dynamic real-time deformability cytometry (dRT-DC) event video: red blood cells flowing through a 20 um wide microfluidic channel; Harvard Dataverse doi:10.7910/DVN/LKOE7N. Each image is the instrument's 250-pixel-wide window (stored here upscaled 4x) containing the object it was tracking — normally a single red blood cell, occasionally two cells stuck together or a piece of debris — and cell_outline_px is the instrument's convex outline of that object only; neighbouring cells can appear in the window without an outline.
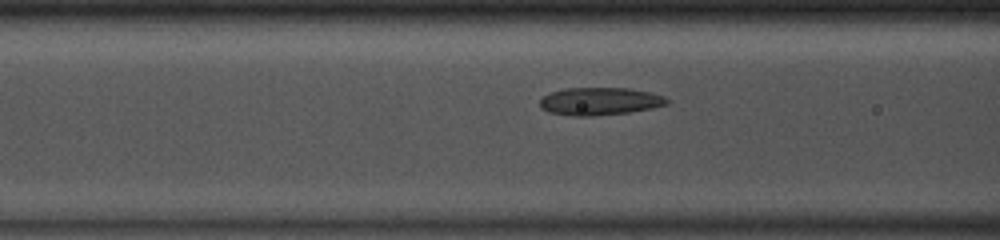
{"species": "common noctule bat (a hibernating species)", "species_latin": "Nyctalus noctula", "temperature_condition": "room temperature", "stored_images_in_passage": 39, "camera_frame_rate_fps": 3000, "um_per_image_px": 0.085, "animal": {"sex": "male", "body_mass_g": 13.0, "forearm_length_mm": 53.1}, "frame": {"image": 1, "passage_image": 9, "time_ms": 2.667, "image_size_px": [1000, 240], "cell_outline_px": [[668, 104], [652, 108], [628, 112], [596, 116], [576, 116], [548, 112], [540, 108], [540, 100], [544, 96], [552, 92], [564, 88], [628, 88], [652, 92], [664, 96], [668, 100]], "centroid_in_image_um": [50.99, 8.61], "position_along_channel_um": 115.6, "area_um2": 20.52}}
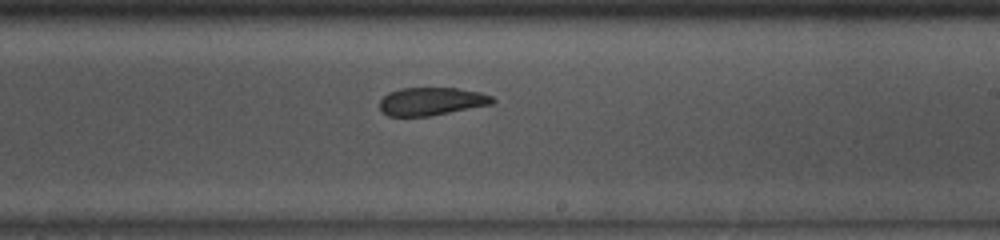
{"frame": {"image": 2, "passage_image": 19, "time_ms": 6.0, "image_size_px": [1000, 240], "cell_outline_px": [[496, 100], [492, 104], [428, 116], [388, 116], [380, 108], [380, 100], [388, 92], [400, 88], [456, 88], [480, 92], [492, 96]], "centroid_in_image_um": [36.67, 8.61], "position_along_channel_um": 252.3, "area_um2": 18.26}}
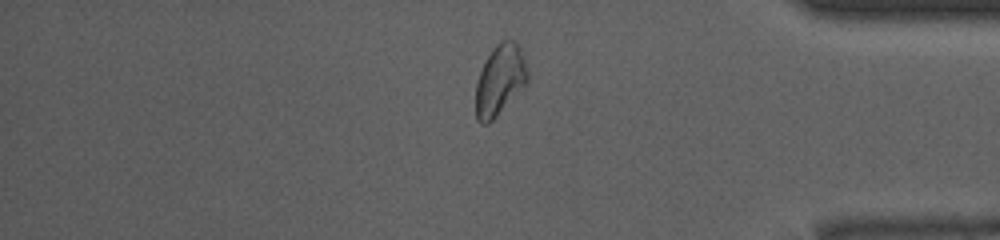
{"frame": {"image": 3, "passage_image": 31, "time_ms": 10.0, "image_size_px": [1000, 240], "cell_outline_px": [[528, 84], [488, 124], [480, 124], [476, 120], [476, 84], [484, 60], [492, 48], [500, 40], [516, 40], [524, 56], [528, 72]], "centroid_in_image_um": [42.5, 6.79], "position_along_channel_um": 392.7, "area_um2": 21.68}, "authors_computed_cell_mechanics": {"area_um2": 20.4034, "velocity_mm_per_s": 4.1032, "shape_relaxation_time_tau1_ms": null, "shape_relaxation_time_tau2_ms": 3.3818, "deformation_change_tau1": null, "deformation_change_tau2": 0.1008}}